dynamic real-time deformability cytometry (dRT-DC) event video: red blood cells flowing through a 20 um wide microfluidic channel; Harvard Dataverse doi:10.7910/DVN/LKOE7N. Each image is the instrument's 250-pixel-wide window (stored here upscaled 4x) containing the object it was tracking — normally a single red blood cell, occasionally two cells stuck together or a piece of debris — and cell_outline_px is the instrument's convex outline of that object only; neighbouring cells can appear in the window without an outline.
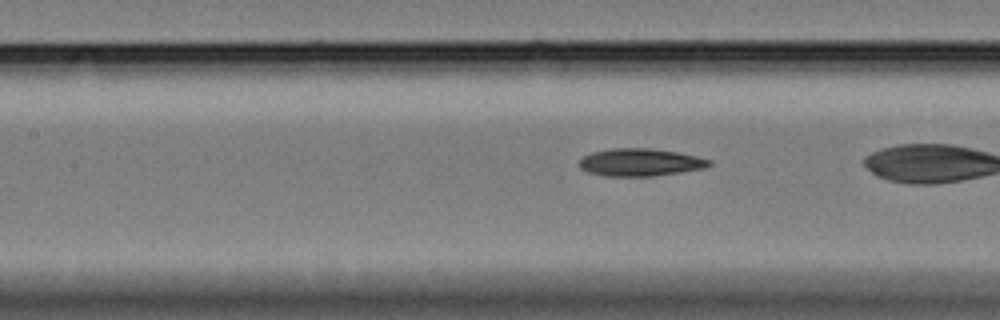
{"species": "Egyptian fruit bat (a non-hibernating species)", "species_latin": "Rousettus aegyptiacus", "temperature_condition": "cold", "stored_images_in_passage": 38, "camera_frame_rate_fps": 3000, "um_per_image_px": 0.085, "animal": {"sex": "female"}, "frame": {"image": 1, "passage_image": 18, "time_ms": 5.667, "image_size_px": [1000, 320], "cell_outline_px": [[712, 164], [704, 168], [680, 172], [652, 176], [604, 176], [588, 172], [580, 168], [580, 160], [584, 156], [592, 152], [612, 148], [652, 148], [676, 152], [696, 156], [712, 160]], "centroid_in_image_um": [54.42, 13.79], "position_along_channel_um": 153.0, "area_um2": 20.81}}
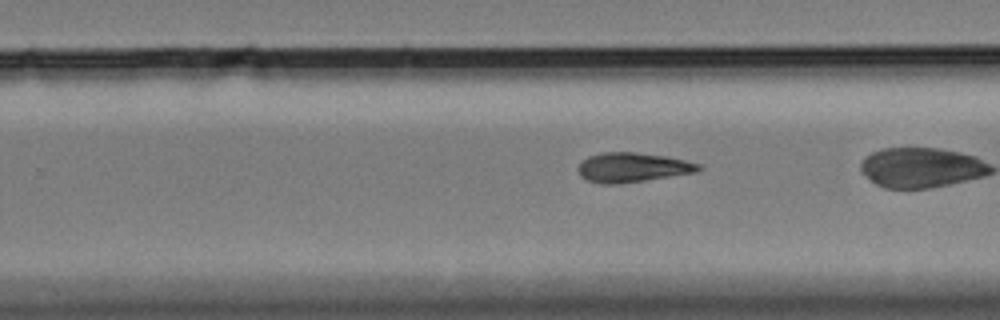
{"frame": {"image": 2, "passage_image": 29, "time_ms": 9.333, "image_size_px": [1000, 320], "cell_outline_px": [[704, 168], [696, 172], [644, 180], [612, 184], [600, 184], [588, 180], [580, 176], [576, 168], [580, 160], [588, 156], [600, 152], [636, 152], [664, 156], [684, 160], [700, 164]], "centroid_in_image_um": [53.7, 14.22], "position_along_channel_um": 276.1, "area_um2": 20.75}}